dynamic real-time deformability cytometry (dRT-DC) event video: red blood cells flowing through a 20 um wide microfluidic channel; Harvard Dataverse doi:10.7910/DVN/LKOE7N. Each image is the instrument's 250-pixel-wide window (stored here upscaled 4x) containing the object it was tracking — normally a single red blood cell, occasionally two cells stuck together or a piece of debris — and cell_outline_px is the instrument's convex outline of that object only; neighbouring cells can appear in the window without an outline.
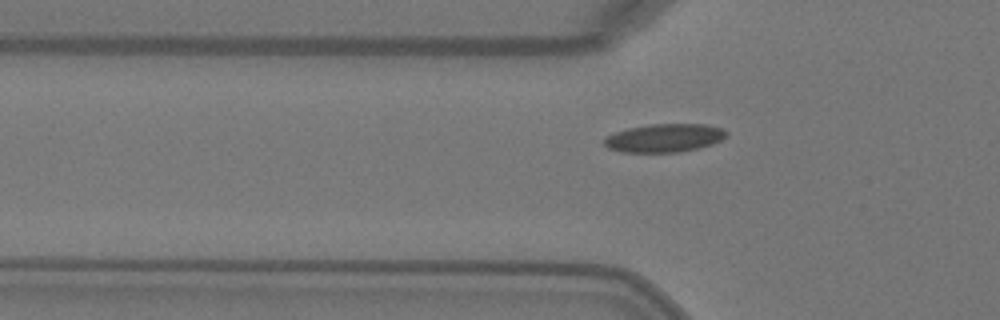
{"species": "Egyptian fruit bat (a non-hibernating species)", "species_latin": "Rousettus aegyptiacus", "temperature_condition": "warm", "stored_images_in_passage": 33, "camera_frame_rate_fps": 3000, "um_per_image_px": 0.085, "animal": {"sex": "female"}, "frame": {"image": 1, "passage_image": 4, "time_ms": 1.0, "image_size_px": [1000, 320], "cell_outline_px": [[728, 136], [712, 144], [680, 152], [624, 152], [608, 148], [604, 144], [604, 140], [608, 136], [616, 132], [628, 128], [652, 124], [704, 124], [720, 128], [728, 132]], "centroid_in_image_um": [56.49, 11.72], "position_along_channel_um": 69.3, "area_um2": 19.94}}
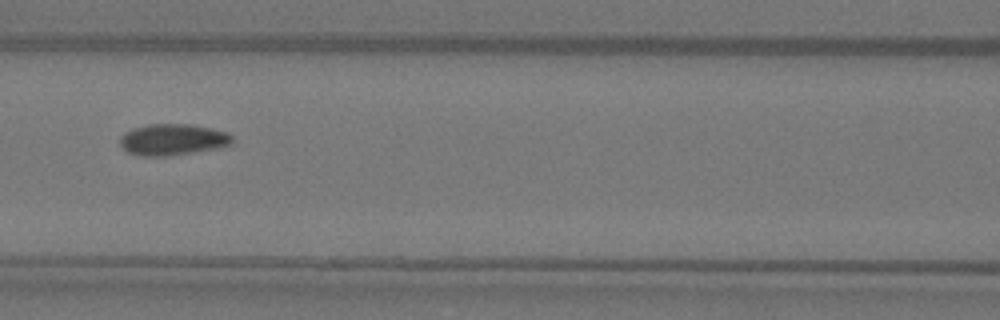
{"frame": {"image": 2, "passage_image": 10, "time_ms": 3.0, "image_size_px": [1000, 320], "cell_outline_px": [[232, 144], [216, 148], [168, 156], [140, 156], [128, 152], [120, 144], [120, 136], [124, 132], [132, 128], [148, 124], [192, 124], [212, 128], [228, 132], [232, 136]], "centroid_in_image_um": [14.67, 11.85], "position_along_channel_um": 151.9, "area_um2": 20.58}}
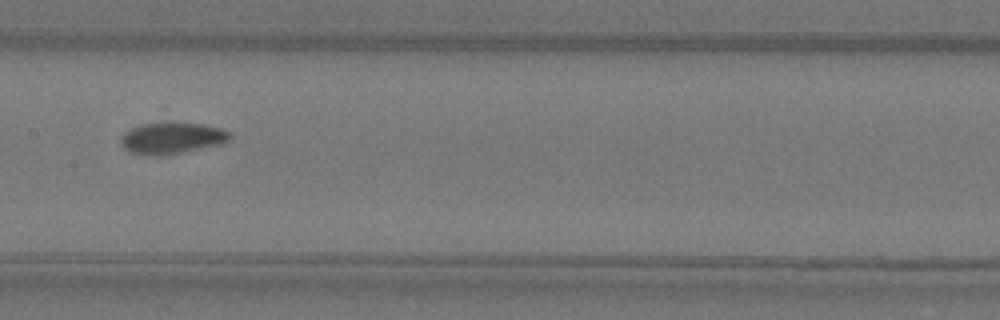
{"frame": {"image": 3, "passage_image": 13, "time_ms": 4.0, "image_size_px": [1000, 320], "cell_outline_px": [[232, 136], [224, 144], [160, 156], [148, 156], [132, 152], [124, 148], [120, 144], [120, 136], [128, 128], [140, 124], [168, 120], [172, 120], [204, 124], [224, 128], [232, 132]], "centroid_in_image_um": [14.62, 11.69], "position_along_channel_um": 192.8, "area_um2": 21.04}, "authors_computed_cell_mechanics": {"area_um2": 19.941, "velocity_mm_per_s": 4.0941, "shape_relaxation_time_tau1_ms": 4.2094, "shape_relaxation_time_tau2_ms": null, "deformation_change_tau1": 0.1419, "deformation_change_tau2": null}}